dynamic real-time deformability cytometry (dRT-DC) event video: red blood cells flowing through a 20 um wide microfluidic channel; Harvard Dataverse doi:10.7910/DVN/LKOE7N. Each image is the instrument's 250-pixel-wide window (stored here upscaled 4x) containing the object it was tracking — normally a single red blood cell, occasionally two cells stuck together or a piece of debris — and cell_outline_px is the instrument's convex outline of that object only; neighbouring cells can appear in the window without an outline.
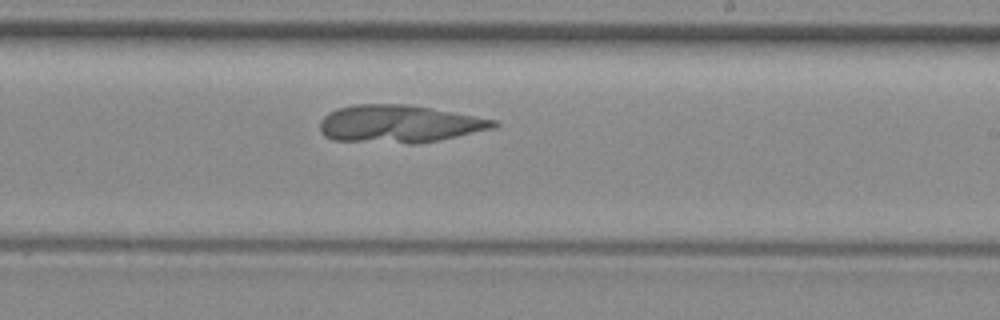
{"species": "common noctule bat (a hibernating species)", "species_latin": "Nyctalus noctula", "temperature_condition": "room temperature", "stored_images_in_passage": 33, "camera_frame_rate_fps": 3000, "um_per_image_px": 0.085, "animal": {"sex": "female", "body_mass_g": 29.2, "forearm_length_mm": 56.3}, "frame": {"image": 1, "passage_image": 19, "time_ms": 6.0, "image_size_px": [1000, 320], "cell_outline_px": [[500, 124], [492, 128], [440, 140], [420, 144], [408, 144], [332, 140], [324, 136], [320, 132], [320, 120], [328, 112], [336, 108], [356, 104], [404, 104], [432, 108], [496, 120]], "centroid_in_image_um": [33.88, 10.54], "position_along_channel_um": 255.1, "area_um2": 38.32}}
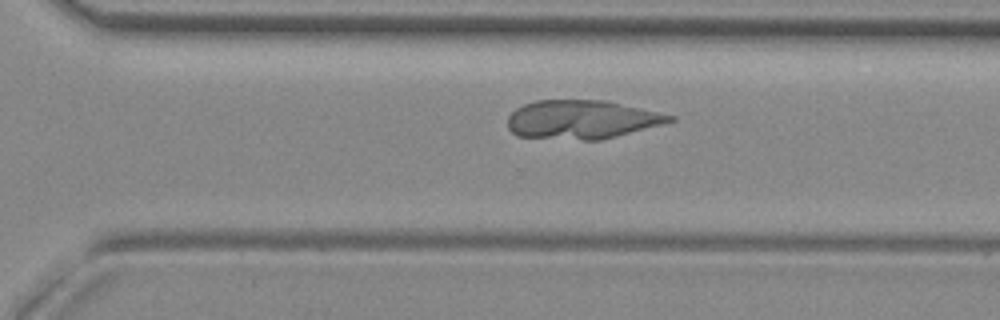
{"frame": {"image": 2, "passage_image": 24, "time_ms": 7.667, "image_size_px": [1000, 320], "cell_outline_px": [[676, 120], [600, 140], [584, 140], [516, 136], [508, 128], [508, 116], [516, 108], [524, 104], [536, 100], [604, 100], [676, 116]], "centroid_in_image_um": [49.41, 10.16], "position_along_channel_um": 321.2, "area_um2": 36.24}}